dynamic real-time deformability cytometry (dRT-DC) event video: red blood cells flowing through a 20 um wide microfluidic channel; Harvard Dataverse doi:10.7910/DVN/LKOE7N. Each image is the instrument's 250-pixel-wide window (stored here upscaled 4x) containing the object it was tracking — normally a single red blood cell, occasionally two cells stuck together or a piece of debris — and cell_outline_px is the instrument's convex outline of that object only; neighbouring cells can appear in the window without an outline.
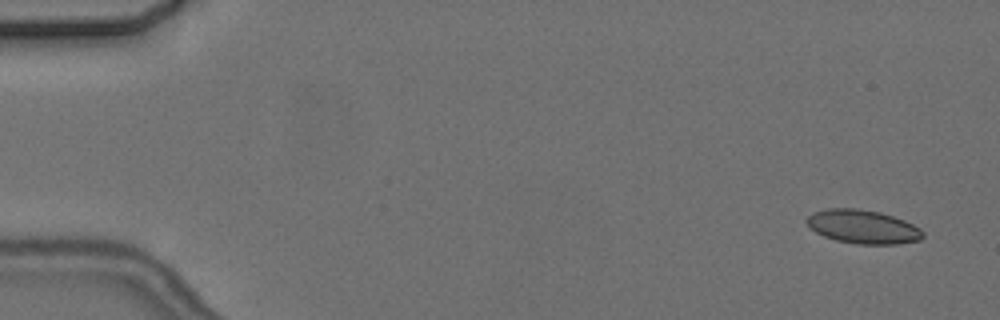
{"species": "common noctule bat (a hibernating species)", "species_latin": "Nyctalus noctula", "temperature_condition": "cold", "stored_images_in_passage": 4, "camera_frame_rate_fps": 3000, "um_per_image_px": 0.085, "animal": {"sex": "female", "body_mass_g": 24.6, "forearm_length_mm": 56.2}, "frame": {"image": 1, "passage_image": 1, "time_ms": 0.0, "image_size_px": [1000, 320], "cell_outline_px": [[924, 236], [920, 240], [896, 244], [856, 244], [836, 240], [824, 236], [816, 232], [804, 220], [812, 212], [828, 208], [856, 208], [880, 212], [904, 220], [920, 228], [924, 232]], "centroid_in_image_um": [73.34, 19.27], "position_along_channel_um": 11.7, "area_um2": 22.83}}